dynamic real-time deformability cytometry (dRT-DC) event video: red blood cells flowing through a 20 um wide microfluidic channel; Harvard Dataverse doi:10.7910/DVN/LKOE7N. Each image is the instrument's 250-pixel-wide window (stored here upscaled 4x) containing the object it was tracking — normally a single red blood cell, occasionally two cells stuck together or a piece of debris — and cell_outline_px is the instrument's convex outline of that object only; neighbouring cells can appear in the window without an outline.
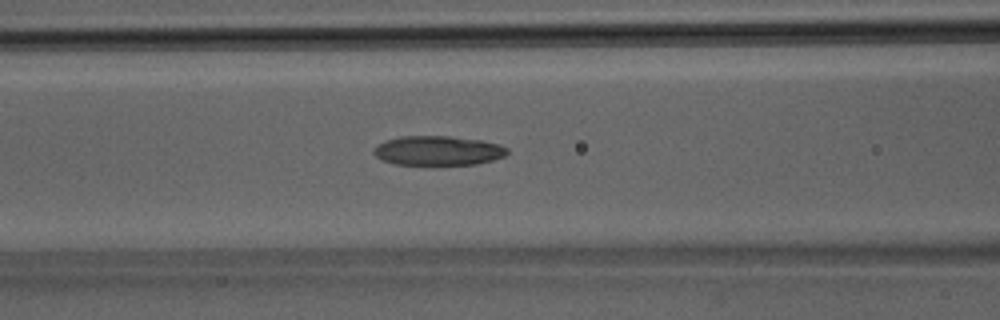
{"species": "Egyptian fruit bat (a non-hibernating species)", "species_latin": "Rousettus aegyptiacus", "temperature_condition": "room temperature", "stored_images_in_passage": 40, "camera_frame_rate_fps": 3000, "um_per_image_px": 0.085, "animal": {"sex": "male"}, "frame": {"image": 1, "passage_image": 17, "time_ms": 5.333, "image_size_px": [1000, 320], "cell_outline_px": [[508, 152], [504, 156], [492, 160], [476, 164], [396, 164], [384, 160], [376, 156], [372, 152], [376, 144], [384, 140], [400, 136], [448, 136], [480, 140], [500, 144], [508, 148]], "centroid_in_image_um": [37.21, 12.79], "position_along_channel_um": 129.4, "area_um2": 22.83}}
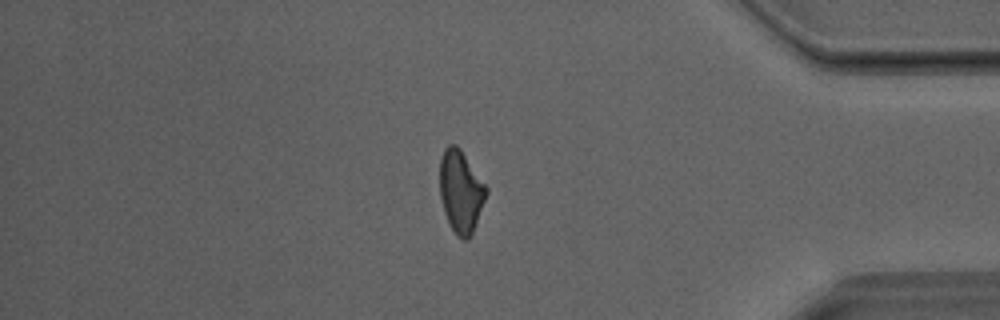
{"frame": {"image": 2, "passage_image": 34, "time_ms": 11.0, "image_size_px": [1000, 320], "cell_outline_px": [[488, 192], [472, 236], [468, 240], [464, 240], [456, 236], [444, 212], [440, 196], [440, 156], [444, 148], [448, 144], [456, 144], [460, 148], [488, 188]], "centroid_in_image_um": [39.17, 16.28], "position_along_channel_um": 396.0, "area_um2": 22.48}}
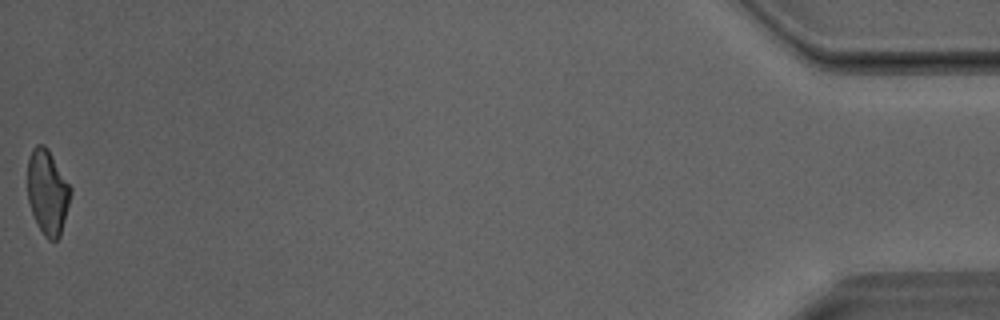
{"frame": {"image": 3, "passage_image": 40, "time_ms": 13.0, "image_size_px": [1000, 320], "cell_outline_px": [[72, 192], [60, 236], [56, 240], [48, 240], [44, 236], [32, 212], [28, 200], [28, 160], [32, 148], [36, 144], [44, 144], [48, 148], [72, 188]], "centroid_in_image_um": [4.05, 16.3], "position_along_channel_um": 431.2, "area_um2": 21.21}}